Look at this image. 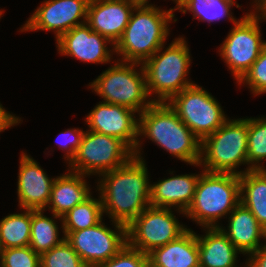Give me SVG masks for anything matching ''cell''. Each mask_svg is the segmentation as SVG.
Wrapping results in <instances>:
<instances>
[{
  "label": "cell",
  "mask_w": 266,
  "mask_h": 267,
  "mask_svg": "<svg viewBox=\"0 0 266 267\" xmlns=\"http://www.w3.org/2000/svg\"><path fill=\"white\" fill-rule=\"evenodd\" d=\"M144 158L133 156L127 163L108 171L98 181L103 213L128 226L150 204V182Z\"/></svg>",
  "instance_id": "1"
},
{
  "label": "cell",
  "mask_w": 266,
  "mask_h": 267,
  "mask_svg": "<svg viewBox=\"0 0 266 267\" xmlns=\"http://www.w3.org/2000/svg\"><path fill=\"white\" fill-rule=\"evenodd\" d=\"M174 11L175 8L162 10L149 4V1H141L133 10L122 37L114 46L117 55L122 56L119 61L143 64L164 46L170 34L169 23L177 21L174 19Z\"/></svg>",
  "instance_id": "2"
},
{
  "label": "cell",
  "mask_w": 266,
  "mask_h": 267,
  "mask_svg": "<svg viewBox=\"0 0 266 267\" xmlns=\"http://www.w3.org/2000/svg\"><path fill=\"white\" fill-rule=\"evenodd\" d=\"M138 135H144L179 160L200 166L201 141L167 102H154L139 114Z\"/></svg>",
  "instance_id": "3"
},
{
  "label": "cell",
  "mask_w": 266,
  "mask_h": 267,
  "mask_svg": "<svg viewBox=\"0 0 266 267\" xmlns=\"http://www.w3.org/2000/svg\"><path fill=\"white\" fill-rule=\"evenodd\" d=\"M240 200L239 175L203 170L184 215L203 228L220 227L218 220L228 216Z\"/></svg>",
  "instance_id": "4"
},
{
  "label": "cell",
  "mask_w": 266,
  "mask_h": 267,
  "mask_svg": "<svg viewBox=\"0 0 266 267\" xmlns=\"http://www.w3.org/2000/svg\"><path fill=\"white\" fill-rule=\"evenodd\" d=\"M163 48L165 46L142 64L149 96H157L154 102H168L174 95L195 84L186 78L191 59L184 37L174 39L164 51Z\"/></svg>",
  "instance_id": "5"
},
{
  "label": "cell",
  "mask_w": 266,
  "mask_h": 267,
  "mask_svg": "<svg viewBox=\"0 0 266 267\" xmlns=\"http://www.w3.org/2000/svg\"><path fill=\"white\" fill-rule=\"evenodd\" d=\"M248 118L228 119L201 141L200 166L208 172L241 175L236 169L247 164Z\"/></svg>",
  "instance_id": "6"
},
{
  "label": "cell",
  "mask_w": 266,
  "mask_h": 267,
  "mask_svg": "<svg viewBox=\"0 0 266 267\" xmlns=\"http://www.w3.org/2000/svg\"><path fill=\"white\" fill-rule=\"evenodd\" d=\"M140 65L139 72L135 67ZM140 65L117 60L115 65L102 72L89 86L103 98L102 102L127 107L139 115L154 103L147 90L144 68Z\"/></svg>",
  "instance_id": "7"
},
{
  "label": "cell",
  "mask_w": 266,
  "mask_h": 267,
  "mask_svg": "<svg viewBox=\"0 0 266 267\" xmlns=\"http://www.w3.org/2000/svg\"><path fill=\"white\" fill-rule=\"evenodd\" d=\"M133 156V150L121 139L86 130L68 168L74 173L99 177L124 165Z\"/></svg>",
  "instance_id": "8"
},
{
  "label": "cell",
  "mask_w": 266,
  "mask_h": 267,
  "mask_svg": "<svg viewBox=\"0 0 266 267\" xmlns=\"http://www.w3.org/2000/svg\"><path fill=\"white\" fill-rule=\"evenodd\" d=\"M167 103L200 141L229 119L218 100L197 84L174 95Z\"/></svg>",
  "instance_id": "9"
},
{
  "label": "cell",
  "mask_w": 266,
  "mask_h": 267,
  "mask_svg": "<svg viewBox=\"0 0 266 267\" xmlns=\"http://www.w3.org/2000/svg\"><path fill=\"white\" fill-rule=\"evenodd\" d=\"M263 18L253 11L234 23V27L219 47L220 56L225 61L237 82L250 69L266 47L261 38L259 21Z\"/></svg>",
  "instance_id": "10"
},
{
  "label": "cell",
  "mask_w": 266,
  "mask_h": 267,
  "mask_svg": "<svg viewBox=\"0 0 266 267\" xmlns=\"http://www.w3.org/2000/svg\"><path fill=\"white\" fill-rule=\"evenodd\" d=\"M115 230L102 220L89 228L63 231L65 240L80 256L87 267H96L115 256L127 243V226L112 221Z\"/></svg>",
  "instance_id": "11"
},
{
  "label": "cell",
  "mask_w": 266,
  "mask_h": 267,
  "mask_svg": "<svg viewBox=\"0 0 266 267\" xmlns=\"http://www.w3.org/2000/svg\"><path fill=\"white\" fill-rule=\"evenodd\" d=\"M170 208L149 206L127 226L128 244L143 253L177 239L188 228Z\"/></svg>",
  "instance_id": "12"
},
{
  "label": "cell",
  "mask_w": 266,
  "mask_h": 267,
  "mask_svg": "<svg viewBox=\"0 0 266 267\" xmlns=\"http://www.w3.org/2000/svg\"><path fill=\"white\" fill-rule=\"evenodd\" d=\"M127 107L99 102L86 116V123L91 131L112 136L124 141L135 157L142 158L141 143L138 135L139 118ZM138 137V138H137Z\"/></svg>",
  "instance_id": "13"
},
{
  "label": "cell",
  "mask_w": 266,
  "mask_h": 267,
  "mask_svg": "<svg viewBox=\"0 0 266 267\" xmlns=\"http://www.w3.org/2000/svg\"><path fill=\"white\" fill-rule=\"evenodd\" d=\"M89 2L90 0H45L20 31L52 30L57 41L75 26L86 23Z\"/></svg>",
  "instance_id": "14"
},
{
  "label": "cell",
  "mask_w": 266,
  "mask_h": 267,
  "mask_svg": "<svg viewBox=\"0 0 266 267\" xmlns=\"http://www.w3.org/2000/svg\"><path fill=\"white\" fill-rule=\"evenodd\" d=\"M140 2L141 0H90L86 24L115 46Z\"/></svg>",
  "instance_id": "15"
},
{
  "label": "cell",
  "mask_w": 266,
  "mask_h": 267,
  "mask_svg": "<svg viewBox=\"0 0 266 267\" xmlns=\"http://www.w3.org/2000/svg\"><path fill=\"white\" fill-rule=\"evenodd\" d=\"M108 43L113 46L112 50L107 47ZM56 44L59 54L87 63H108L115 52L112 42L94 32L86 23L64 33Z\"/></svg>",
  "instance_id": "16"
},
{
  "label": "cell",
  "mask_w": 266,
  "mask_h": 267,
  "mask_svg": "<svg viewBox=\"0 0 266 267\" xmlns=\"http://www.w3.org/2000/svg\"><path fill=\"white\" fill-rule=\"evenodd\" d=\"M17 195L22 209L46 210L55 178L47 176L39 164L26 152L20 157Z\"/></svg>",
  "instance_id": "17"
},
{
  "label": "cell",
  "mask_w": 266,
  "mask_h": 267,
  "mask_svg": "<svg viewBox=\"0 0 266 267\" xmlns=\"http://www.w3.org/2000/svg\"><path fill=\"white\" fill-rule=\"evenodd\" d=\"M200 174H183L150 184V204L153 207H176L184 215L195 195Z\"/></svg>",
  "instance_id": "18"
},
{
  "label": "cell",
  "mask_w": 266,
  "mask_h": 267,
  "mask_svg": "<svg viewBox=\"0 0 266 267\" xmlns=\"http://www.w3.org/2000/svg\"><path fill=\"white\" fill-rule=\"evenodd\" d=\"M230 214L227 230L223 226L220 228L241 254L250 256L263 245L260 244V240H266V230L242 203H239Z\"/></svg>",
  "instance_id": "19"
},
{
  "label": "cell",
  "mask_w": 266,
  "mask_h": 267,
  "mask_svg": "<svg viewBox=\"0 0 266 267\" xmlns=\"http://www.w3.org/2000/svg\"><path fill=\"white\" fill-rule=\"evenodd\" d=\"M85 175L69 171L57 176L53 182L51 196L47 205L54 219H60L77 204L84 203L92 193Z\"/></svg>",
  "instance_id": "20"
},
{
  "label": "cell",
  "mask_w": 266,
  "mask_h": 267,
  "mask_svg": "<svg viewBox=\"0 0 266 267\" xmlns=\"http://www.w3.org/2000/svg\"><path fill=\"white\" fill-rule=\"evenodd\" d=\"M149 267H194L199 265L197 234L187 229L177 239L148 253Z\"/></svg>",
  "instance_id": "21"
},
{
  "label": "cell",
  "mask_w": 266,
  "mask_h": 267,
  "mask_svg": "<svg viewBox=\"0 0 266 267\" xmlns=\"http://www.w3.org/2000/svg\"><path fill=\"white\" fill-rule=\"evenodd\" d=\"M207 230V231H206ZM205 235L197 234L199 262L203 267H237L241 252L220 227L204 228Z\"/></svg>",
  "instance_id": "22"
},
{
  "label": "cell",
  "mask_w": 266,
  "mask_h": 267,
  "mask_svg": "<svg viewBox=\"0 0 266 267\" xmlns=\"http://www.w3.org/2000/svg\"><path fill=\"white\" fill-rule=\"evenodd\" d=\"M242 203L266 230V169L249 170L239 175Z\"/></svg>",
  "instance_id": "23"
},
{
  "label": "cell",
  "mask_w": 266,
  "mask_h": 267,
  "mask_svg": "<svg viewBox=\"0 0 266 267\" xmlns=\"http://www.w3.org/2000/svg\"><path fill=\"white\" fill-rule=\"evenodd\" d=\"M44 210H31V235L29 246L39 255L60 244L65 236L59 237L58 225Z\"/></svg>",
  "instance_id": "24"
},
{
  "label": "cell",
  "mask_w": 266,
  "mask_h": 267,
  "mask_svg": "<svg viewBox=\"0 0 266 267\" xmlns=\"http://www.w3.org/2000/svg\"><path fill=\"white\" fill-rule=\"evenodd\" d=\"M236 5V8L241 6L234 0H183L175 10H179L186 14L192 12L193 19L197 18L199 21L214 22L222 18H229L232 23L238 20L231 15V7Z\"/></svg>",
  "instance_id": "25"
},
{
  "label": "cell",
  "mask_w": 266,
  "mask_h": 267,
  "mask_svg": "<svg viewBox=\"0 0 266 267\" xmlns=\"http://www.w3.org/2000/svg\"><path fill=\"white\" fill-rule=\"evenodd\" d=\"M13 213L0 220V240L4 248L29 246L31 235V210Z\"/></svg>",
  "instance_id": "26"
},
{
  "label": "cell",
  "mask_w": 266,
  "mask_h": 267,
  "mask_svg": "<svg viewBox=\"0 0 266 267\" xmlns=\"http://www.w3.org/2000/svg\"><path fill=\"white\" fill-rule=\"evenodd\" d=\"M103 214L100 196L98 199L91 196L62 217V231H78L92 227L103 219Z\"/></svg>",
  "instance_id": "27"
},
{
  "label": "cell",
  "mask_w": 266,
  "mask_h": 267,
  "mask_svg": "<svg viewBox=\"0 0 266 267\" xmlns=\"http://www.w3.org/2000/svg\"><path fill=\"white\" fill-rule=\"evenodd\" d=\"M266 159V117L248 118L247 165L249 170L266 169L260 163Z\"/></svg>",
  "instance_id": "28"
},
{
  "label": "cell",
  "mask_w": 266,
  "mask_h": 267,
  "mask_svg": "<svg viewBox=\"0 0 266 267\" xmlns=\"http://www.w3.org/2000/svg\"><path fill=\"white\" fill-rule=\"evenodd\" d=\"M40 265L41 267H87L65 239L40 255Z\"/></svg>",
  "instance_id": "29"
},
{
  "label": "cell",
  "mask_w": 266,
  "mask_h": 267,
  "mask_svg": "<svg viewBox=\"0 0 266 267\" xmlns=\"http://www.w3.org/2000/svg\"><path fill=\"white\" fill-rule=\"evenodd\" d=\"M0 267H41L40 255L30 246L6 248Z\"/></svg>",
  "instance_id": "30"
},
{
  "label": "cell",
  "mask_w": 266,
  "mask_h": 267,
  "mask_svg": "<svg viewBox=\"0 0 266 267\" xmlns=\"http://www.w3.org/2000/svg\"><path fill=\"white\" fill-rule=\"evenodd\" d=\"M237 83L247 84L254 95L266 93V47Z\"/></svg>",
  "instance_id": "31"
},
{
  "label": "cell",
  "mask_w": 266,
  "mask_h": 267,
  "mask_svg": "<svg viewBox=\"0 0 266 267\" xmlns=\"http://www.w3.org/2000/svg\"><path fill=\"white\" fill-rule=\"evenodd\" d=\"M96 267H149L148 254L127 243L115 256Z\"/></svg>",
  "instance_id": "32"
},
{
  "label": "cell",
  "mask_w": 266,
  "mask_h": 267,
  "mask_svg": "<svg viewBox=\"0 0 266 267\" xmlns=\"http://www.w3.org/2000/svg\"><path fill=\"white\" fill-rule=\"evenodd\" d=\"M61 134H58V137H60L57 142L59 149L62 151H65V160L68 161V163L72 160V158L75 156L77 149L79 148L81 144L82 137L85 133L82 129H67L64 132H60ZM62 147V148H61Z\"/></svg>",
  "instance_id": "33"
},
{
  "label": "cell",
  "mask_w": 266,
  "mask_h": 267,
  "mask_svg": "<svg viewBox=\"0 0 266 267\" xmlns=\"http://www.w3.org/2000/svg\"><path fill=\"white\" fill-rule=\"evenodd\" d=\"M246 261L244 267H266V242L256 252L252 253Z\"/></svg>",
  "instance_id": "34"
},
{
  "label": "cell",
  "mask_w": 266,
  "mask_h": 267,
  "mask_svg": "<svg viewBox=\"0 0 266 267\" xmlns=\"http://www.w3.org/2000/svg\"><path fill=\"white\" fill-rule=\"evenodd\" d=\"M21 118L10 114L9 111H6L0 103V132L5 131L8 128L13 127L14 125L20 123Z\"/></svg>",
  "instance_id": "35"
},
{
  "label": "cell",
  "mask_w": 266,
  "mask_h": 267,
  "mask_svg": "<svg viewBox=\"0 0 266 267\" xmlns=\"http://www.w3.org/2000/svg\"><path fill=\"white\" fill-rule=\"evenodd\" d=\"M253 3H255L253 5L254 6L253 9L256 10L254 11V13L262 17L263 20H265L266 19V0H255Z\"/></svg>",
  "instance_id": "36"
},
{
  "label": "cell",
  "mask_w": 266,
  "mask_h": 267,
  "mask_svg": "<svg viewBox=\"0 0 266 267\" xmlns=\"http://www.w3.org/2000/svg\"><path fill=\"white\" fill-rule=\"evenodd\" d=\"M4 250H5V248H4L3 242L0 240V264L2 261Z\"/></svg>",
  "instance_id": "37"
},
{
  "label": "cell",
  "mask_w": 266,
  "mask_h": 267,
  "mask_svg": "<svg viewBox=\"0 0 266 267\" xmlns=\"http://www.w3.org/2000/svg\"><path fill=\"white\" fill-rule=\"evenodd\" d=\"M174 2H176V7L183 1V0H172Z\"/></svg>",
  "instance_id": "38"
},
{
  "label": "cell",
  "mask_w": 266,
  "mask_h": 267,
  "mask_svg": "<svg viewBox=\"0 0 266 267\" xmlns=\"http://www.w3.org/2000/svg\"><path fill=\"white\" fill-rule=\"evenodd\" d=\"M2 13H3V10H0V19H1V15H3Z\"/></svg>",
  "instance_id": "39"
}]
</instances>
